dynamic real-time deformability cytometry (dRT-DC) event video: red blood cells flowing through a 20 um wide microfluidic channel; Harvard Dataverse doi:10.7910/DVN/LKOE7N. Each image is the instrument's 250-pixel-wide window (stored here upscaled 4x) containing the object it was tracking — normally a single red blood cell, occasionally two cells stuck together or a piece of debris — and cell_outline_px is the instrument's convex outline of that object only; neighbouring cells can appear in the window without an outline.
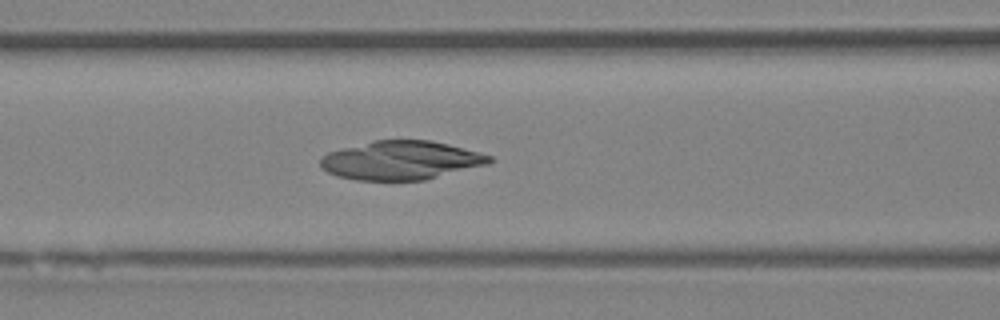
{"species": "Egyptian fruit bat (a non-hibernating species)", "species_latin": "Rousettus aegyptiacus", "temperature_condition": "room temperature", "stored_images_in_passage": 45, "camera_frame_rate_fps": 3000, "um_per_image_px": 0.085, "animal": {"sex": "female"}, "frame": {"image": 1, "passage_image": 18, "time_ms": 5.667, "image_size_px": [1000, 320], "cell_outline_px": [[492, 160], [488, 164], [424, 180], [356, 180], [336, 176], [320, 168], [320, 156], [328, 152], [372, 140], [428, 140], [448, 144], [492, 156]], "centroid_in_image_um": [34.03, 13.63], "position_along_channel_um": 132.6, "area_um2": 38.09}}
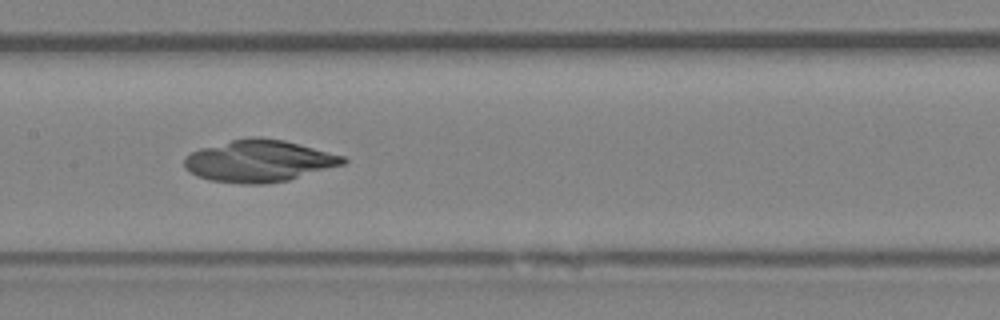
{"frame": {"image": 2, "passage_image": 22, "time_ms": 7.0, "image_size_px": [1000, 320], "cell_outline_px": [[348, 160], [344, 164], [288, 180], [264, 184], [244, 184], [208, 180], [196, 176], [184, 164], [184, 156], [200, 148], [232, 140], [256, 136], [260, 136], [284, 140], [300, 144], [344, 156]], "centroid_in_image_um": [22.02, 13.68], "position_along_channel_um": 185.4, "area_um2": 38.61}}
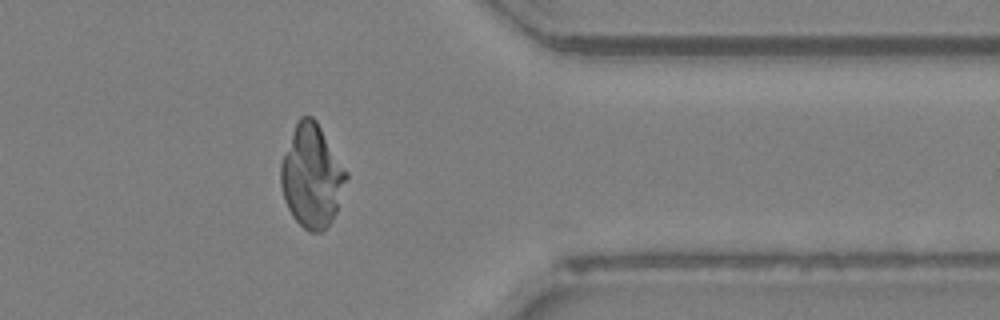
{"frame": {"image": 3, "passage_image": 38, "time_ms": 12.333, "image_size_px": [1000, 320], "cell_outline_px": [[348, 176], [336, 212], [332, 220], [320, 232], [308, 232], [292, 216], [284, 200], [280, 184], [280, 164], [284, 152], [292, 132], [300, 116], [312, 116], [316, 120], [348, 172]], "centroid_in_image_um": [26.49, 14.97], "position_along_channel_um": 384.9, "area_um2": 39.07}}